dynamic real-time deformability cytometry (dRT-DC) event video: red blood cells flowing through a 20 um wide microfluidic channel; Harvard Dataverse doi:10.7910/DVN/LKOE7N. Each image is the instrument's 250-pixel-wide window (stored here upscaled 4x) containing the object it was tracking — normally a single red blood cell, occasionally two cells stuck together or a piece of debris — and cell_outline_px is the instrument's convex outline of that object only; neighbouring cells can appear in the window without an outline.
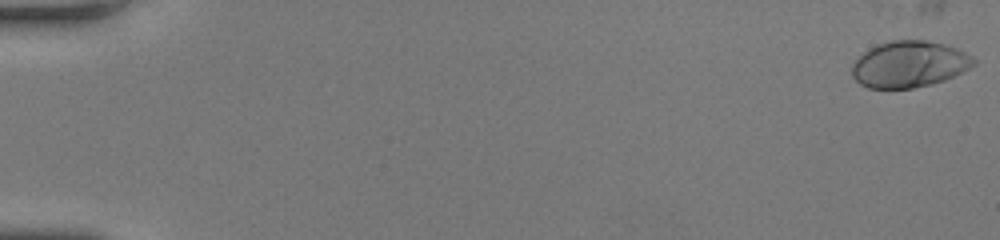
{"species": "human", "species_latin": "Homo sapiens", "temperature_condition": "room temperature", "stored_images_in_passage": 49, "camera_frame_rate_fps": 3000, "um_per_image_px": 0.085, "donor": {"sex": "female"}, "frame": {"image": 1, "passage_image": 1, "time_ms": 0.0, "image_size_px": [1000, 240], "cell_outline_px": [[976, 64], [944, 80], [932, 84], [912, 88], [868, 88], [860, 84], [852, 76], [852, 64], [864, 52], [880, 44], [892, 40], [924, 40], [944, 44], [956, 48], [972, 56], [976, 60]], "centroid_in_image_um": [77.28, 5.46], "position_along_channel_um": 7.7, "area_um2": 32.54}}
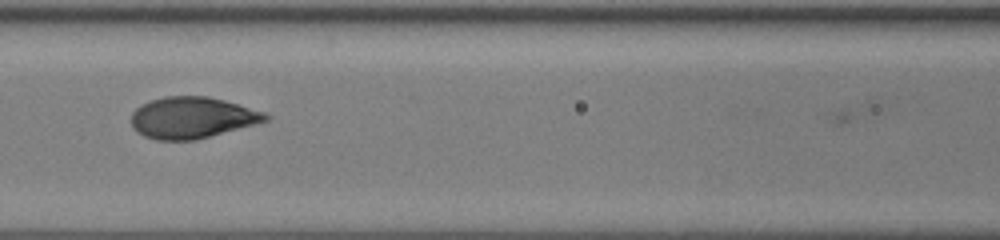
{"frame": {"image": 2, "passage_image": 26, "time_ms": 8.333, "image_size_px": [1000, 240], "cell_outline_px": [[272, 116], [268, 120], [256, 124], [192, 140], [156, 140], [144, 136], [136, 132], [132, 128], [132, 112], [140, 104], [164, 96], [208, 96], [224, 100], [264, 112]], "centroid_in_image_um": [16.3, 9.99], "position_along_channel_um": 150.3, "area_um2": 32.25}}
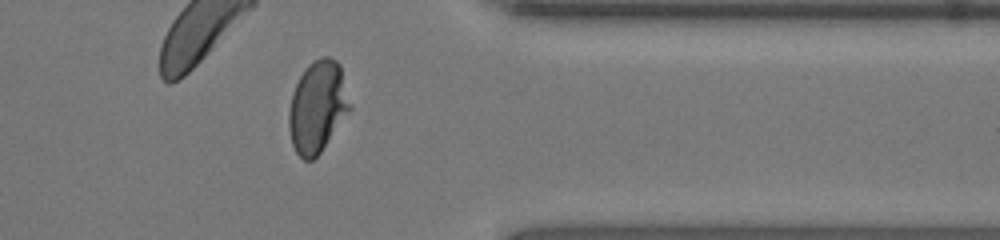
{"frame": {"image": 3, "passage_image": 44, "time_ms": 14.333, "image_size_px": [1000, 240], "cell_outline_px": [[352, 108], [320, 152], [312, 160], [304, 160], [296, 152], [292, 144], [288, 128], [288, 112], [292, 92], [300, 76], [308, 64], [312, 60], [320, 56], [328, 56], [336, 60], [340, 64], [352, 104]], "centroid_in_image_um": [27.0, 9.04], "position_along_channel_um": 384.4, "area_um2": 32.89}, "authors_computed_cell_mechanics": {"area_um2": 32.1368, "velocity_mm_per_s": 4.0121, "shape_relaxation_time_tau1_ms": 5.5424, "shape_relaxation_time_tau2_ms": null, "deformation_change_tau1": 0.2415, "deformation_change_tau2": null}}